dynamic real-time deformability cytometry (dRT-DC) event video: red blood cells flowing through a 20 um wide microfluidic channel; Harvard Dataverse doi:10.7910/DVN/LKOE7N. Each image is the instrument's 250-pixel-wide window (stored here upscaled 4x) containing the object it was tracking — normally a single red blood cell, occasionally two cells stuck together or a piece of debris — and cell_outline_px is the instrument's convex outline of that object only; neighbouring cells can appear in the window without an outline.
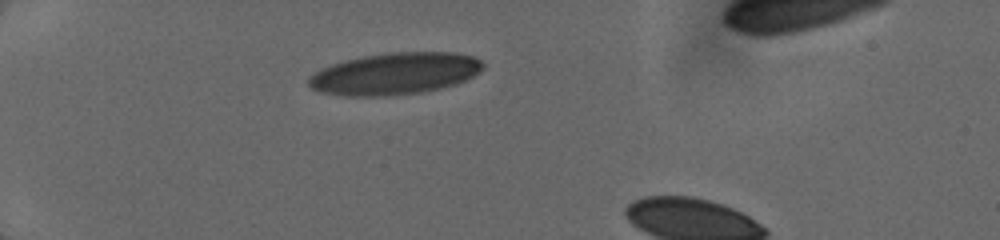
{"species": "human", "species_latin": "Homo sapiens", "temperature_condition": "cold", "stored_images_in_passage": 7, "camera_frame_rate_fps": 3000, "um_per_image_px": 0.085, "donor": {"sex": "female"}, "frame": {"image": 1, "passage_image": 1, "time_ms": 0.0, "image_size_px": [1000, 240], "cell_outline_px": [[484, 68], [480, 72], [464, 80], [440, 88], [420, 92], [384, 96], [344, 96], [320, 92], [312, 88], [308, 84], [308, 76], [320, 68], [344, 60], [364, 56], [388, 52], [456, 52], [472, 56], [480, 60], [484, 64]], "centroid_in_image_um": [33.53, 6.25], "position_along_channel_um": 51.5, "area_um2": 42.54}}
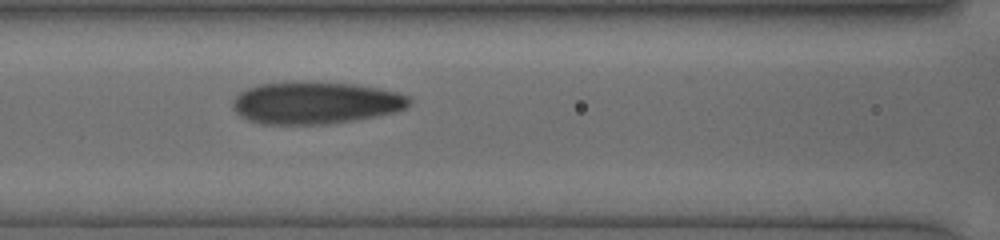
{"frame": {"image": 2, "passage_image": 6, "time_ms": 3.0, "image_size_px": [1000, 240], "cell_outline_px": [[412, 100], [408, 108], [396, 112], [376, 116], [328, 124], [260, 124], [248, 120], [240, 116], [232, 108], [232, 100], [240, 92], [256, 84], [292, 80], [308, 80], [356, 84], [396, 92], [408, 96]], "centroid_in_image_um": [26.78, 8.71], "position_along_channel_um": 139.8, "area_um2": 44.27}}